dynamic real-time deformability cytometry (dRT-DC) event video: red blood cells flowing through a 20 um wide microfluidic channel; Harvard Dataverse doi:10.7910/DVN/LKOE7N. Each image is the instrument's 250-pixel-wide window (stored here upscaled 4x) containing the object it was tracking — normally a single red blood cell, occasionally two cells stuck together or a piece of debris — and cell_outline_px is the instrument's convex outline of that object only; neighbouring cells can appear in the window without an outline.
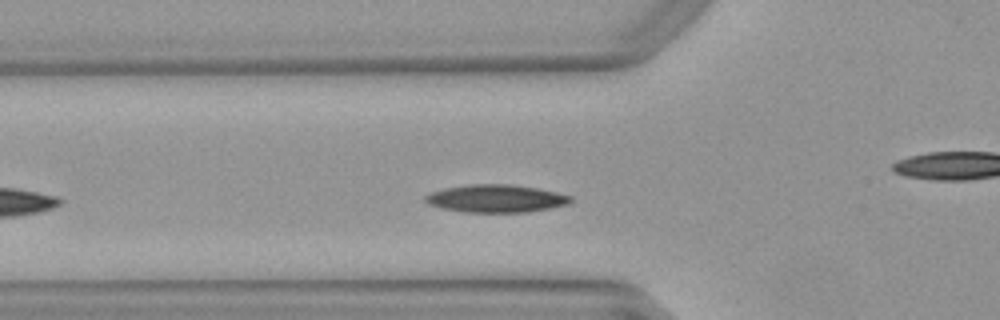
{"species": "Egyptian fruit bat (a non-hibernating species)", "species_latin": "Rousettus aegyptiacus", "temperature_condition": "warm", "stored_images_in_passage": 21, "camera_frame_rate_fps": 3000, "um_per_image_px": 0.085, "animal": {"sex": "female"}, "frame": {"image": 1, "passage_image": 4, "time_ms": 1.0, "image_size_px": [1000, 320], "cell_outline_px": [[572, 200], [568, 204], [528, 212], [464, 212], [440, 208], [428, 204], [424, 200], [424, 196], [432, 192], [444, 188], [468, 184], [512, 184], [536, 188], [556, 192], [572, 196]], "centroid_in_image_um": [42.13, 16.87], "position_along_channel_um": 83.7, "area_um2": 23.52}}
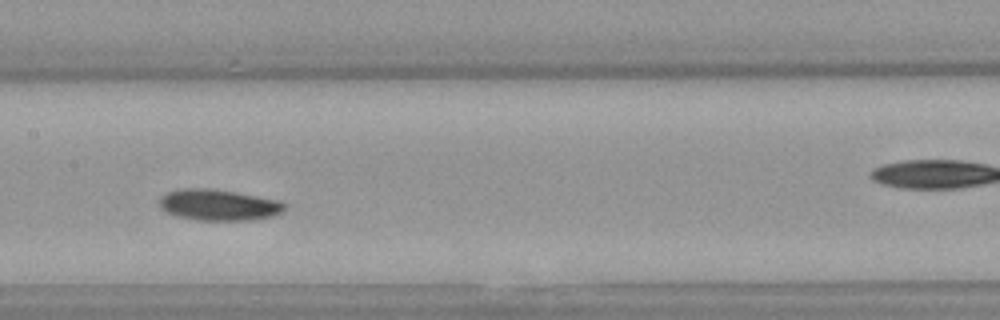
{"frame": {"image": 2, "passage_image": 12, "time_ms": 3.667, "image_size_px": [1000, 320], "cell_outline_px": [[284, 208], [280, 212], [272, 216], [252, 220], [196, 220], [176, 216], [164, 212], [160, 208], [160, 196], [168, 192], [180, 188], [212, 188], [236, 192], [276, 200], [284, 204]], "centroid_in_image_um": [18.5, 17.42], "position_along_channel_um": 188.9, "area_um2": 22.66}}
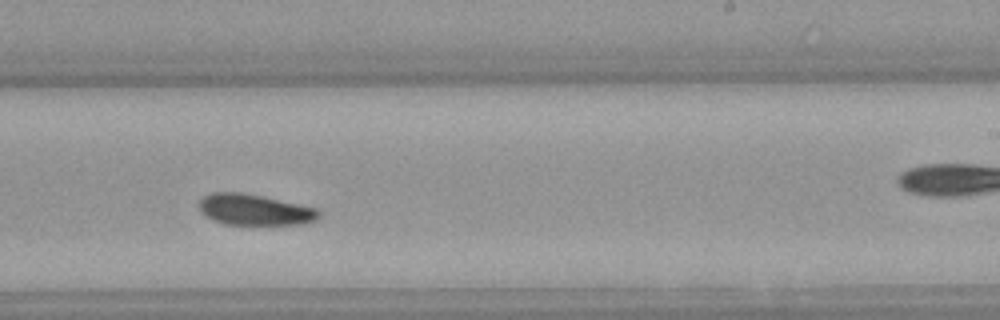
{"frame": {"image": 3, "passage_image": 18, "time_ms": 5.667, "image_size_px": [1000, 320], "cell_outline_px": [[320, 216], [316, 220], [304, 224], [224, 224], [212, 220], [204, 216], [200, 212], [200, 200], [204, 196], [212, 192], [244, 192], [316, 208], [320, 212]], "centroid_in_image_um": [21.61, 17.83], "position_along_channel_um": 267.4, "area_um2": 21.62}}